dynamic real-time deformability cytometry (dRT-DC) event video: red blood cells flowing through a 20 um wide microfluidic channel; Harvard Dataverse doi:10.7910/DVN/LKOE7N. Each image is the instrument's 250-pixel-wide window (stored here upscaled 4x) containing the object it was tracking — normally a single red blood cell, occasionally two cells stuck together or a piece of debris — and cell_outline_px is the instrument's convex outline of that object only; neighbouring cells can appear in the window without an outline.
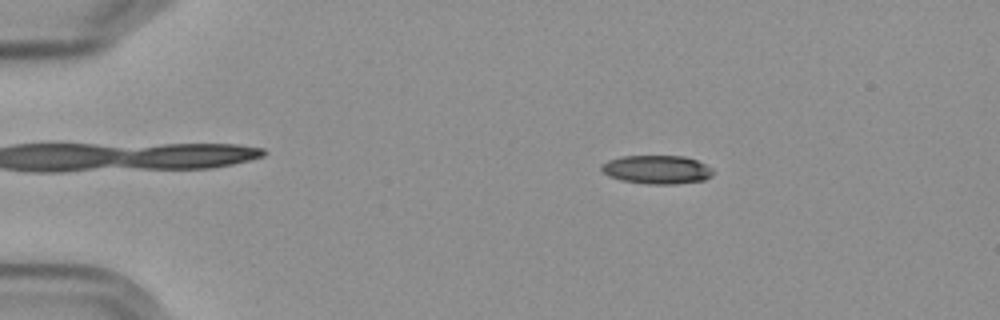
{"species": "Egyptian fruit bat (a non-hibernating species)", "species_latin": "Rousettus aegyptiacus", "temperature_condition": "cold", "stored_images_in_passage": 48, "camera_frame_rate_fps": 3000, "um_per_image_px": 0.085, "frame": {"image": 1, "passage_image": 2, "time_ms": 0.333, "image_size_px": [1000, 320], "cell_outline_px": [[716, 172], [712, 176], [704, 180], [676, 184], [648, 184], [620, 180], [608, 176], [600, 168], [600, 164], [608, 160], [624, 156], [684, 156], [696, 160], [712, 168]], "centroid_in_image_um": [55.84, 14.42], "position_along_channel_um": 29.2, "area_um2": 18.73}}
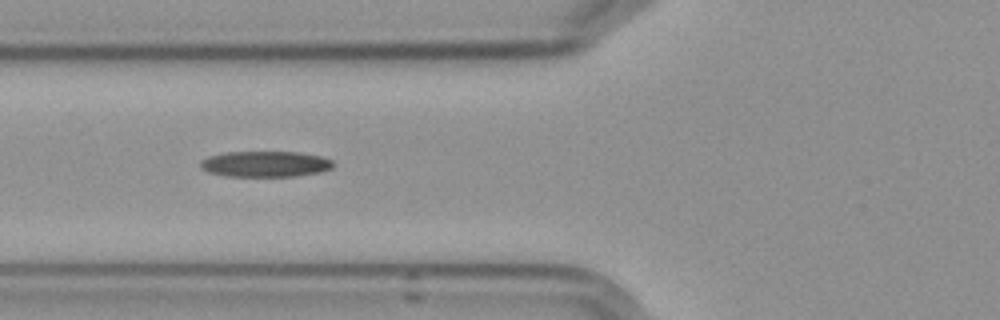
{"frame": {"image": 2, "passage_image": 14, "time_ms": 4.333, "image_size_px": [1000, 320], "cell_outline_px": [[332, 168], [320, 172], [296, 176], [228, 176], [208, 172], [200, 168], [200, 160], [208, 156], [224, 152], [296, 152], [320, 156], [332, 160]], "centroid_in_image_um": [22.5, 13.94], "position_along_channel_um": 103.3, "area_um2": 19.94}}
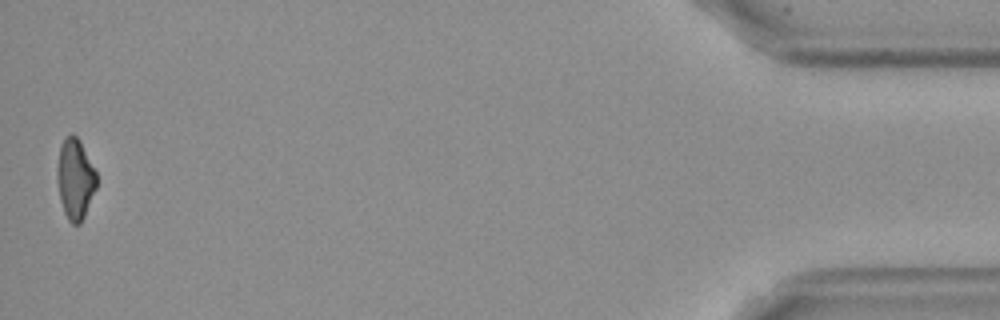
{"frame": {"image": 3, "passage_image": 48, "time_ms": 15.667, "image_size_px": [1000, 320], "cell_outline_px": [[96, 188], [84, 216], [80, 224], [72, 224], [68, 220], [64, 212], [60, 200], [56, 176], [56, 168], [60, 144], [64, 136], [72, 132], [80, 140], [96, 172]], "centroid_in_image_um": [6.36, 15.17], "position_along_channel_um": 428.8, "area_um2": 18.67}, "authors_computed_cell_mechanics": {"area_um2": 19.5653, "velocity_mm_per_s": 3.6065, "shape_relaxation_time_tau1_ms": null, "shape_relaxation_time_tau2_ms": 7.7136, "deformation_change_tau1": null, "deformation_change_tau2": 0.2004}}